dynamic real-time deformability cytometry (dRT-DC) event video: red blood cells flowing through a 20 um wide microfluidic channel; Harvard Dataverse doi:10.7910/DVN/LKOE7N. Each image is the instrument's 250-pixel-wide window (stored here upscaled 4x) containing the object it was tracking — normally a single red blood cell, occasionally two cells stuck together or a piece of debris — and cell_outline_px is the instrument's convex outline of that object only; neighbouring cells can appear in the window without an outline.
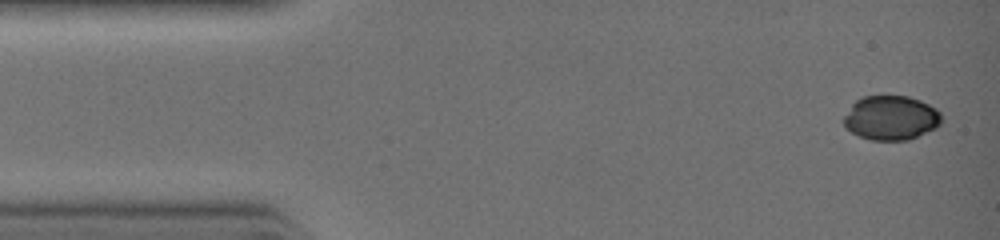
{"species": "common noctule bat (a hibernating species)", "species_latin": "Nyctalus noctula", "temperature_condition": "warm", "stored_images_in_passage": 32, "camera_frame_rate_fps": 3000, "um_per_image_px": 0.085, "animal": {"sex": "female", "body_mass_g": 19.0, "forearm_length_mm": 51.5}, "frame": {"image": 1, "passage_image": 1, "time_ms": 0.0, "image_size_px": [1000, 240], "cell_outline_px": [[940, 124], [936, 128], [908, 140], [872, 140], [860, 136], [844, 128], [844, 116], [852, 104], [856, 100], [864, 96], [908, 96], [920, 100], [936, 108], [940, 112]], "centroid_in_image_um": [75.72, 10.02], "position_along_channel_um": 9.3, "area_um2": 25.2}}
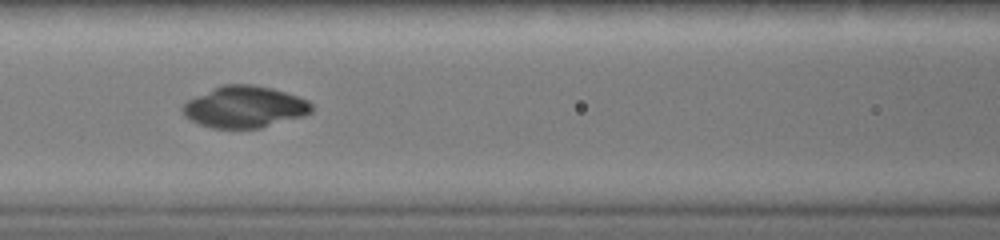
{"frame": {"image": 2, "passage_image": 13, "time_ms": 4.0, "image_size_px": [1000, 240], "cell_outline_px": [[312, 112], [304, 116], [260, 128], [212, 128], [200, 124], [184, 116], [180, 108], [188, 100], [196, 96], [224, 84], [252, 84], [272, 88], [308, 100], [312, 104]], "centroid_in_image_um": [20.79, 9.09], "position_along_channel_um": 145.8, "area_um2": 31.1}}
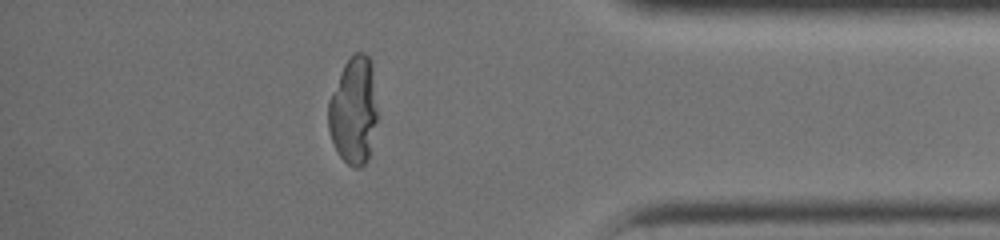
{"frame": {"image": 3, "passage_image": 27, "time_ms": 8.667, "image_size_px": [1000, 240], "cell_outline_px": [[376, 120], [368, 160], [360, 168], [352, 168], [340, 156], [332, 140], [328, 128], [328, 100], [340, 72], [344, 64], [356, 52], [364, 52], [368, 56], [372, 64], [376, 108]], "centroid_in_image_um": [30.04, 9.4], "position_along_channel_um": 405.2, "area_um2": 30.52}}